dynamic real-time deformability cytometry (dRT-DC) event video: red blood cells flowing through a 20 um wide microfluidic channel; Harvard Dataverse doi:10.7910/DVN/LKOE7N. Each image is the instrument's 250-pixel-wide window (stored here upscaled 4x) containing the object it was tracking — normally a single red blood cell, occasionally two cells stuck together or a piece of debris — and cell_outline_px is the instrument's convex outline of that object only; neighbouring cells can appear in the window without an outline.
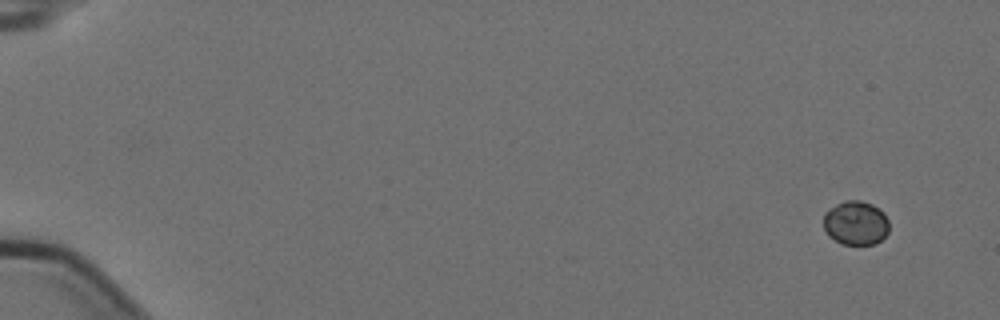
{"species": "Egyptian fruit bat (a non-hibernating species)", "species_latin": "Rousettus aegyptiacus", "temperature_condition": "cold", "stored_images_in_passage": 7, "camera_frame_rate_fps": 3000, "um_per_image_px": 0.085, "animal": {"sex": "female"}, "frame": {"image": 1, "passage_image": 1, "time_ms": 0.0, "image_size_px": [1000, 320], "cell_outline_px": [[888, 232], [876, 244], [840, 244], [828, 236], [824, 228], [824, 212], [836, 204], [844, 200], [860, 200], [872, 204], [884, 212], [888, 220]], "centroid_in_image_um": [72.72, 18.95], "position_along_channel_um": 12.3, "area_um2": 16.99}}
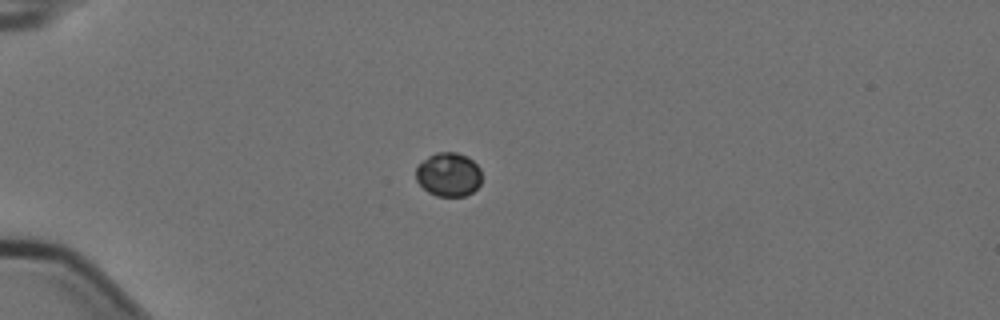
{"frame": {"image": 2, "passage_image": 5, "time_ms": 1.333, "image_size_px": [1000, 320], "cell_outline_px": [[480, 184], [472, 192], [464, 196], [436, 196], [428, 192], [416, 180], [416, 168], [428, 156], [436, 152], [456, 152], [472, 160], [480, 168]], "centroid_in_image_um": [38.12, 14.84], "position_along_channel_um": 46.9, "area_um2": 16.65}}
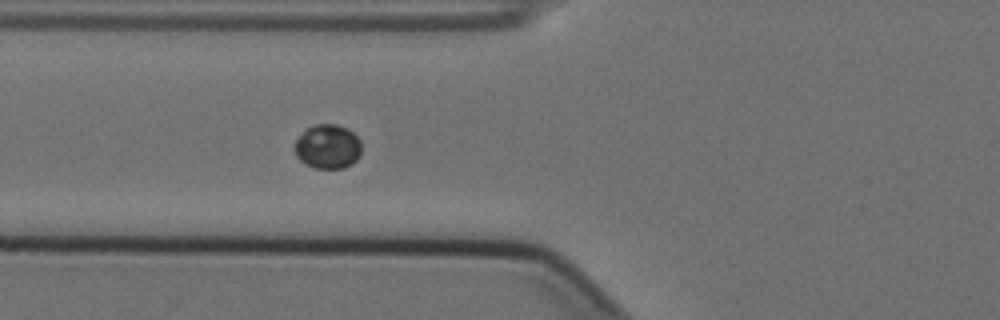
{"frame": {"image": 3, "passage_image": 7, "time_ms": 2.0, "image_size_px": [1000, 320], "cell_outline_px": [[360, 156], [352, 164], [344, 168], [316, 168], [304, 164], [296, 156], [296, 140], [308, 128], [316, 124], [336, 124], [348, 128], [360, 140]], "centroid_in_image_um": [27.88, 12.47], "position_along_channel_um": 97.9, "area_um2": 17.11}}